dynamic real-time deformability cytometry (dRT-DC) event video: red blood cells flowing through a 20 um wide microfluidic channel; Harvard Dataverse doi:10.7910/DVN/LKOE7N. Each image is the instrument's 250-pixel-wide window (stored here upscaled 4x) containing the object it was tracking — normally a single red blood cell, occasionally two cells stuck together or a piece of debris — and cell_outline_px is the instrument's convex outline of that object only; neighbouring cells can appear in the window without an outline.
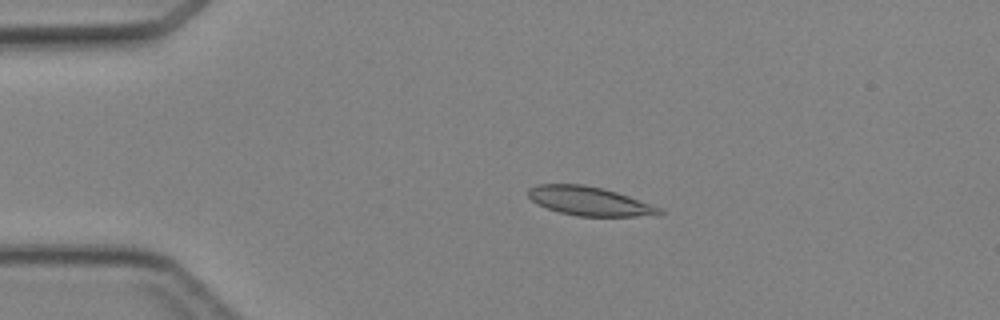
{"species": "Egyptian fruit bat (a non-hibernating species)", "species_latin": "Rousettus aegyptiacus", "temperature_condition": "cold", "stored_images_in_passage": 46, "camera_frame_rate_fps": 3000, "um_per_image_px": 0.085, "animal": {"sex": "female"}, "frame": {"image": 1, "passage_image": 10, "time_ms": 3.0, "image_size_px": [1000, 320], "cell_outline_px": [[664, 212], [660, 216], [576, 216], [560, 212], [536, 204], [528, 196], [528, 188], [536, 184], [584, 184], [604, 188], [628, 196], [660, 208]], "centroid_in_image_um": [50.09, 17.09], "position_along_channel_um": 34.9, "area_um2": 22.14}}
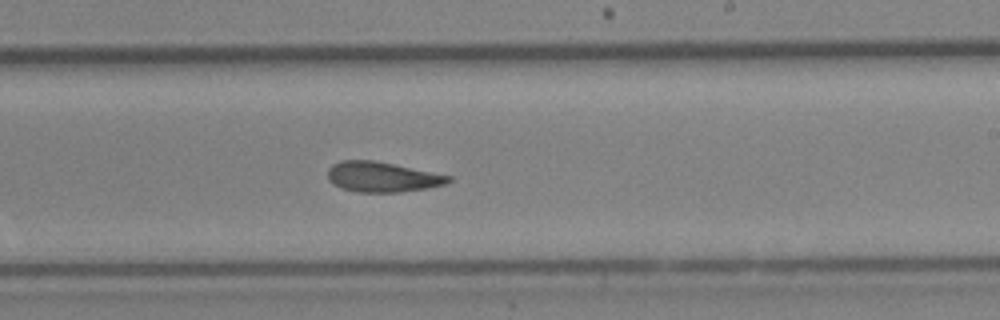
{"frame": {"image": 2, "passage_image": 28, "time_ms": 9.0, "image_size_px": [1000, 320], "cell_outline_px": [[452, 180], [448, 184], [428, 188], [400, 192], [356, 192], [340, 188], [328, 180], [328, 168], [332, 164], [340, 160], [372, 160], [452, 176]], "centroid_in_image_um": [32.48, 15.05], "position_along_channel_um": 256.5, "area_um2": 21.27}}
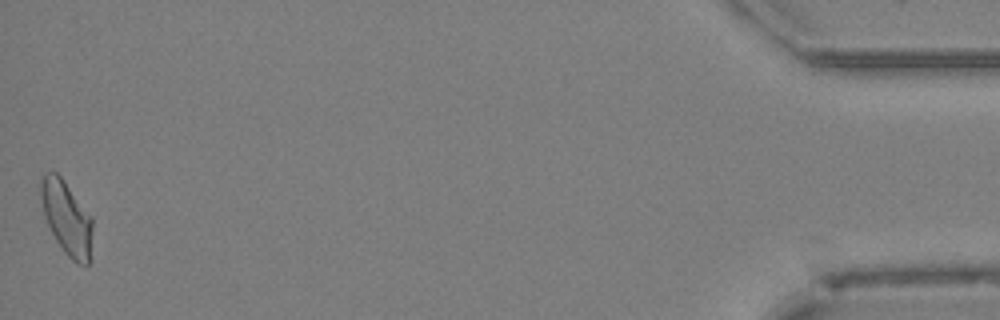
{"frame": {"image": 3, "passage_image": 46, "time_ms": 15.0, "image_size_px": [1000, 320], "cell_outline_px": [[92, 260], [88, 264], [76, 264], [64, 252], [56, 240], [44, 216], [40, 200], [40, 180], [44, 172], [56, 172], [64, 180], [92, 216]], "centroid_in_image_um": [5.68, 18.53], "position_along_channel_um": 429.5, "area_um2": 22.6}}